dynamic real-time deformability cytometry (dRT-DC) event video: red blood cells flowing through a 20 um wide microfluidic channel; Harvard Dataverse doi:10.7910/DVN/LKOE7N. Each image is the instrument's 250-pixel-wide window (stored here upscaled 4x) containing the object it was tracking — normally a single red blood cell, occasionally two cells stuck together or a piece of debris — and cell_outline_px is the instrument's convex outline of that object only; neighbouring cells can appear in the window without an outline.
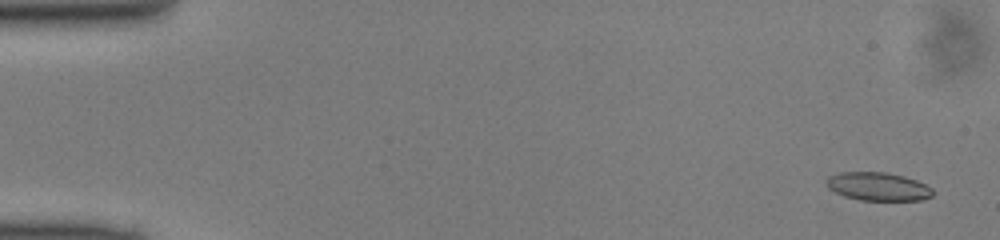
{"species": "common noctule bat (a hibernating species)", "species_latin": "Nyctalus noctula", "temperature_condition": "cold", "stored_images_in_passage": 51, "segment_of_instrument_passage": [1, 2], "camera_frame_rate_fps": 3000, "um_per_image_px": 0.085, "animal": {"sex": "male", "body_mass_g": 13.0, "forearm_length_mm": 53.1}, "frame": {"image": 1, "passage_image": 3, "time_ms": 0.667, "image_size_px": [1000, 240], "cell_outline_px": [[932, 196], [920, 200], [860, 200], [844, 196], [828, 188], [828, 176], [840, 172], [888, 172], [904, 176], [916, 180], [932, 188]], "centroid_in_image_um": [74.64, 15.85], "position_along_channel_um": 10.4, "area_um2": 17.4}}
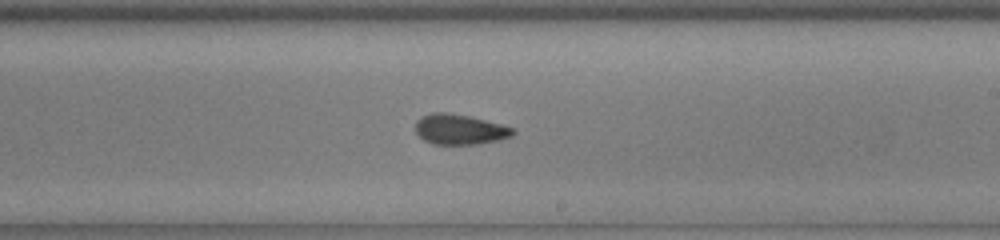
{"frame": {"image": 2, "passage_image": 30, "time_ms": 9.667, "image_size_px": [1000, 240], "cell_outline_px": [[516, 132], [512, 136], [500, 140], [480, 144], [432, 144], [424, 140], [416, 132], [416, 120], [420, 116], [432, 112], [444, 112], [468, 116], [516, 128]], "centroid_in_image_um": [39.09, 11.0], "position_along_channel_um": 249.9, "area_um2": 17.28}}
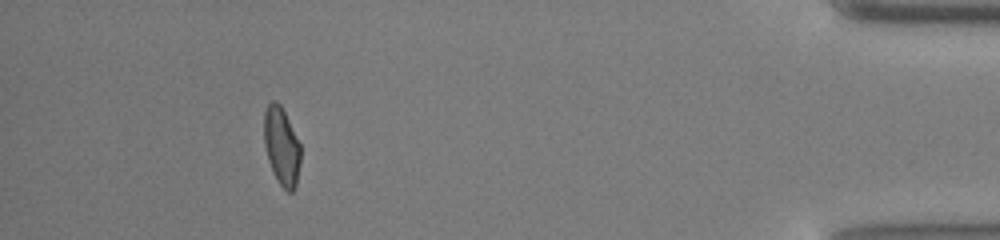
{"frame": {"image": 3, "passage_image": 46, "time_ms": 15.0, "image_size_px": [1000, 240], "cell_outline_px": [[300, 164], [296, 184], [292, 192], [288, 192], [280, 184], [272, 172], [268, 160], [264, 144], [264, 112], [268, 104], [272, 100], [276, 100], [280, 104], [300, 144]], "centroid_in_image_um": [23.92, 12.43], "position_along_channel_um": 411.3, "area_um2": 16.53}}